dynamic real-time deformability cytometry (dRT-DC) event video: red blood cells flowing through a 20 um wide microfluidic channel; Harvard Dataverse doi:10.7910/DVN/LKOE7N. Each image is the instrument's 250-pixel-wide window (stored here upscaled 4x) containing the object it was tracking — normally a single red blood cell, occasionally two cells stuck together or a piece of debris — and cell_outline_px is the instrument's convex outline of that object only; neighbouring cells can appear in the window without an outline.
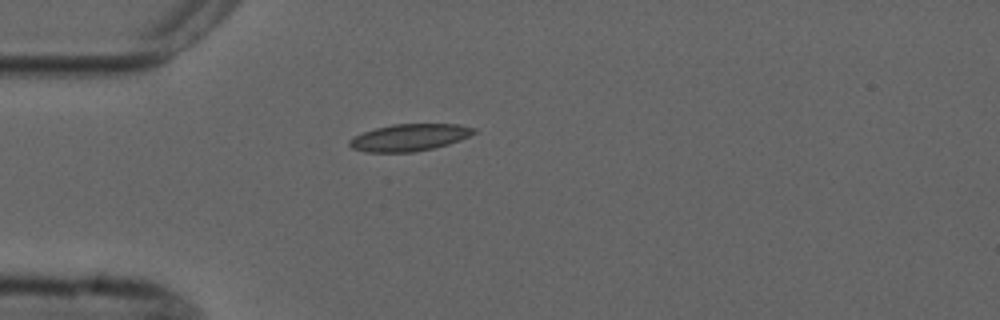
{"species": "common noctule bat (a hibernating species)", "species_latin": "Nyctalus noctula", "temperature_condition": "cold", "stored_images_in_passage": 1, "camera_frame_rate_fps": 3000, "um_per_image_px": 0.085, "animal": {"sex": "male", "forearm_length_mm": 52.5}, "frame": {"image": 1, "passage_image": 1, "time_ms": 0.0, "image_size_px": [1000, 320], "cell_outline_px": [[480, 132], [460, 140], [448, 144], [416, 152], [368, 152], [352, 148], [348, 144], [348, 140], [364, 132], [376, 128], [392, 124], [460, 124], [476, 128]], "centroid_in_image_um": [34.86, 11.68], "position_along_channel_um": 50.1, "area_um2": 19.65}}